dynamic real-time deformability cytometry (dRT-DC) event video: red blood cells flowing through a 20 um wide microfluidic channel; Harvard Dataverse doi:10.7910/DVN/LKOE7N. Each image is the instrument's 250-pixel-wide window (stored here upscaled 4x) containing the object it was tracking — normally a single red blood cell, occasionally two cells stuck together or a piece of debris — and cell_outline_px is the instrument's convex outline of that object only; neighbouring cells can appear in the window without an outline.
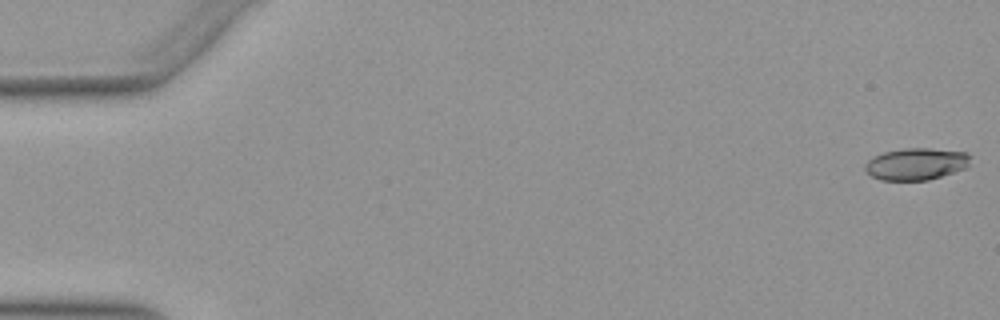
{"species": "Egyptian fruit bat (a non-hibernating species)", "species_latin": "Rousettus aegyptiacus", "temperature_condition": "warm", "stored_images_in_passage": 6, "camera_frame_rate_fps": 3000, "um_per_image_px": 0.085, "animal": {"sex": "female"}, "frame": {"image": 1, "passage_image": 1, "time_ms": 0.0, "image_size_px": [1000, 320], "cell_outline_px": [[972, 156], [968, 164], [964, 168], [928, 180], [880, 180], [872, 176], [864, 168], [864, 164], [872, 156], [884, 152], [904, 148], [928, 148], [968, 152]], "centroid_in_image_um": [77.85, 13.92], "position_along_channel_um": 7.1, "area_um2": 19.59}}